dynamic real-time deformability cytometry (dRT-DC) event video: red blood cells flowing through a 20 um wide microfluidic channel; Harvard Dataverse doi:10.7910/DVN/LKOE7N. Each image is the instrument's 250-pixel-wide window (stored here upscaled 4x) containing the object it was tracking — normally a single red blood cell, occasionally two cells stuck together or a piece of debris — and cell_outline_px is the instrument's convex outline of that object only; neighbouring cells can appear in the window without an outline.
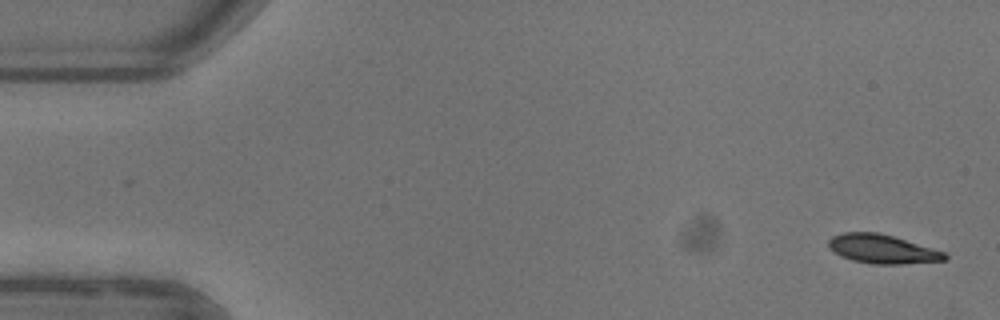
{"species": "common noctule bat (a hibernating species)", "species_latin": "Nyctalus noctula", "temperature_condition": "warm", "stored_images_in_passage": 8, "camera_frame_rate_fps": 3000, "um_per_image_px": 0.085, "animal": {"sex": "female"}, "frame": {"image": 1, "passage_image": 1, "time_ms": 0.0, "image_size_px": [1000, 320], "cell_outline_px": [[948, 260], [900, 264], [872, 264], [852, 260], [840, 256], [828, 248], [828, 240], [832, 236], [840, 232], [880, 232], [932, 248], [944, 252], [948, 256]], "centroid_in_image_um": [74.95, 21.16], "position_along_channel_um": 10.0, "area_um2": 19.71}}